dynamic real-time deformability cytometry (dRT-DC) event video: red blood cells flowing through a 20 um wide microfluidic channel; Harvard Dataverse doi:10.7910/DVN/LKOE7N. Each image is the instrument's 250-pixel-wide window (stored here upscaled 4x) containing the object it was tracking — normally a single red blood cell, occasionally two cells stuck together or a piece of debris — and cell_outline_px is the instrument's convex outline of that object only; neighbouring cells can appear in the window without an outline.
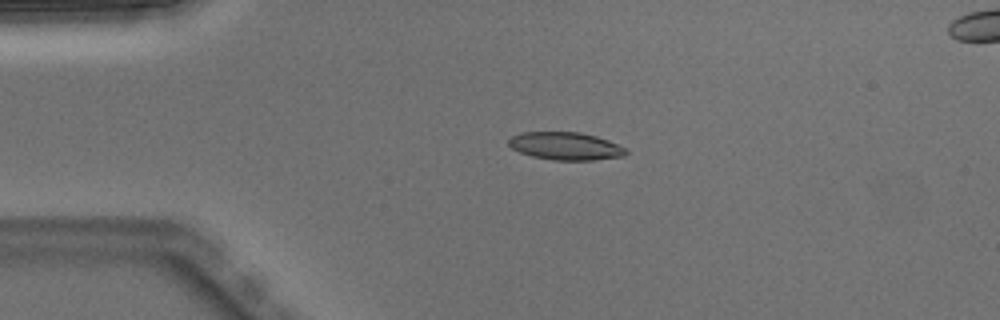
{"species": "Egyptian fruit bat (a non-hibernating species)", "species_latin": "Rousettus aegyptiacus", "temperature_condition": "warm", "stored_images_in_passage": 3, "camera_frame_rate_fps": 3000, "um_per_image_px": 0.085, "animal": {"sex": "male"}, "frame": {"image": 1, "passage_image": 1, "time_ms": 0.0, "image_size_px": [1000, 320], "cell_outline_px": [[628, 152], [624, 156], [592, 160], [552, 160], [532, 156], [520, 152], [512, 148], [508, 144], [508, 140], [512, 136], [520, 132], [580, 132], [596, 136], [608, 140], [628, 148]], "centroid_in_image_um": [48.09, 12.41], "position_along_channel_um": 36.9, "area_um2": 19.07}}